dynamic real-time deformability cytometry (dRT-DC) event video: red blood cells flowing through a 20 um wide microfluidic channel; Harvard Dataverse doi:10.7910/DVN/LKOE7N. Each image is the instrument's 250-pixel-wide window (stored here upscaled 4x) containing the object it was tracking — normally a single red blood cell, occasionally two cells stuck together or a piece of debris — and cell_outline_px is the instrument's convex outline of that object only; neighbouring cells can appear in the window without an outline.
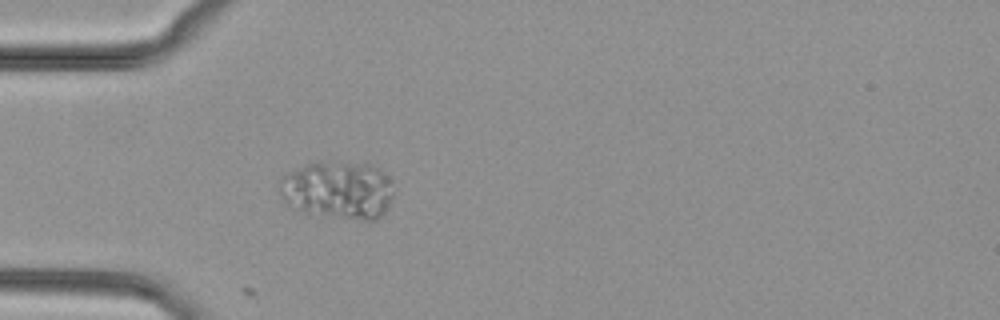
{"species": "common noctule bat (a hibernating species)", "species_latin": "Nyctalus noctula", "temperature_condition": "cold", "stored_images_in_passage": 15, "camera_frame_rate_fps": 3000, "um_per_image_px": 0.085, "animal": {"sex": "female", "body_mass_g": 29.2, "forearm_length_mm": 56.3}, "frame": {"image": 1, "passage_image": 5, "time_ms": 1.333, "image_size_px": [1000, 320], "cell_outline_px": [[392, 200], [380, 220], [364, 220], [308, 212], [296, 208], [288, 204], [280, 196], [280, 176], [304, 164], [320, 160], [372, 164], [380, 168], [392, 180]], "centroid_in_image_um": [28.76, 16.11], "position_along_channel_um": 56.2, "area_um2": 38.96}}
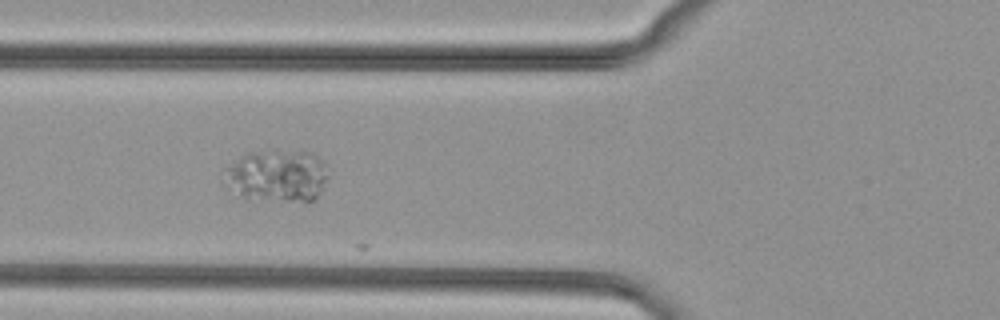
{"frame": {"image": 2, "passage_image": 9, "time_ms": 2.667, "image_size_px": [1000, 320], "cell_outline_px": [[328, 176], [320, 192], [312, 200], [248, 200], [240, 196], [220, 184], [220, 172], [228, 164], [244, 152], [272, 148], [312, 152], [324, 160]], "centroid_in_image_um": [23.42, 14.88], "position_along_channel_um": 102.4, "area_um2": 33.29}}
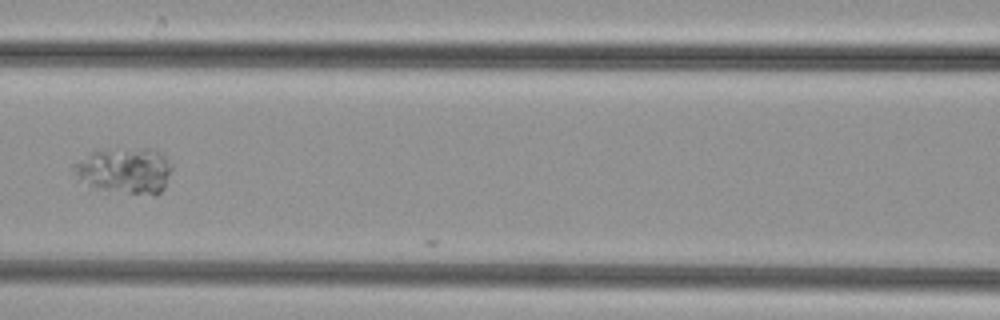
{"frame": {"image": 3, "passage_image": 13, "time_ms": 4.0, "image_size_px": [1000, 320], "cell_outline_px": [[172, 168], [164, 188], [156, 196], [152, 196], [88, 188], [72, 168], [72, 164], [96, 148], [152, 148], [160, 152], [168, 160]], "centroid_in_image_um": [10.58, 14.48], "position_along_channel_um": 156.0, "area_um2": 27.05}}